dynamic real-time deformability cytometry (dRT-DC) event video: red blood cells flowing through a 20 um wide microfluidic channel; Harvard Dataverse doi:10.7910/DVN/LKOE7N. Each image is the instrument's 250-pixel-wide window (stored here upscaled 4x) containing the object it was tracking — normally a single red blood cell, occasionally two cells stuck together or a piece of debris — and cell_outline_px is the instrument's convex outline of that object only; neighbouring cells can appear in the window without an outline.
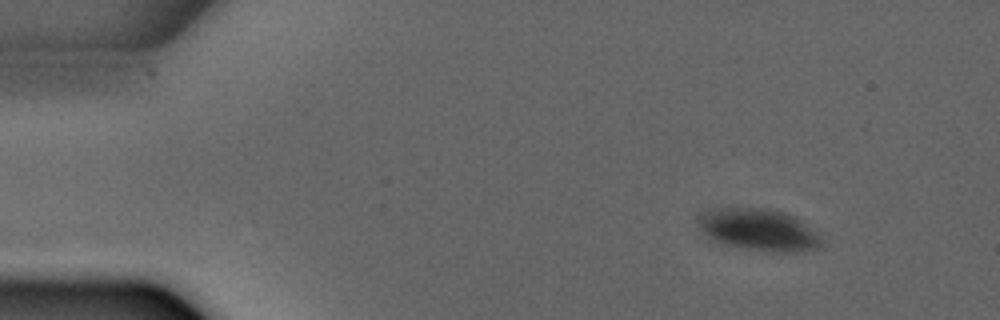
{"species": "common noctule bat (a hibernating species)", "species_latin": "Nyctalus noctula", "temperature_condition": "warm", "stored_images_in_passage": 3, "camera_frame_rate_fps": 3000, "um_per_image_px": 0.085, "animal": {"sex": "male", "forearm_length_mm": 52.5}, "frame": {"image": 1, "passage_image": 1, "time_ms": 0.0, "image_size_px": [1000, 320], "cell_outline_px": [[820, 248], [804, 252], [772, 252], [740, 248], [724, 244], [712, 240], [700, 228], [696, 220], [696, 216], [700, 212], [712, 208], [764, 208], [784, 212], [800, 220], [820, 236]], "centroid_in_image_um": [64.44, 19.53], "position_along_channel_um": 20.6, "area_um2": 30.35}}